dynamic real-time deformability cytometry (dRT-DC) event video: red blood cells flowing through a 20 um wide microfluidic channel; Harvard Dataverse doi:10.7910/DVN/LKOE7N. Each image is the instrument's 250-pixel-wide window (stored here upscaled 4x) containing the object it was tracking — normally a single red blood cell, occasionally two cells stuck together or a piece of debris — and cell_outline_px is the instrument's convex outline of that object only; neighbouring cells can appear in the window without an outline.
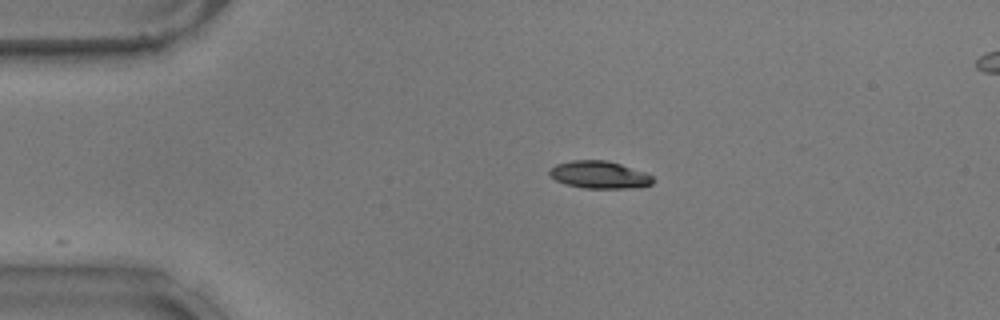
{"species": "common noctule bat (a hibernating species)", "species_latin": "Nyctalus noctula", "temperature_condition": "warm", "stored_images_in_passage": 13, "camera_frame_rate_fps": 3000, "um_per_image_px": 0.085, "animal": {"sex": "male", "body_mass_g": 17.9}, "frame": {"image": 1, "passage_image": 1, "time_ms": 0.0, "image_size_px": [1000, 320], "cell_outline_px": [[656, 180], [652, 184], [628, 188], [584, 188], [568, 184], [556, 180], [548, 176], [548, 172], [556, 164], [572, 160], [608, 160], [644, 172], [652, 176]], "centroid_in_image_um": [50.94, 14.85], "position_along_channel_um": 34.1, "area_um2": 16.42}}
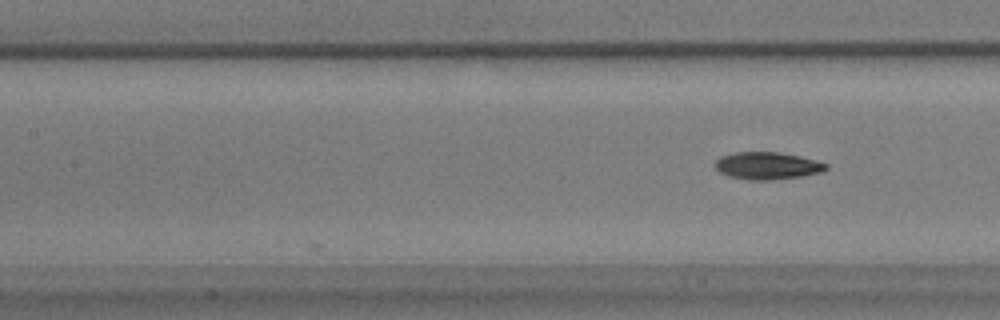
{"frame": {"image": 2, "passage_image": 13, "time_ms": 4.0, "image_size_px": [1000, 320], "cell_outline_px": [[828, 168], [824, 172], [804, 176], [768, 180], [748, 180], [728, 176], [720, 172], [716, 168], [716, 160], [720, 156], [732, 152], [776, 152], [800, 156], [816, 160], [828, 164]], "centroid_in_image_um": [65.24, 14.09], "position_along_channel_um": 142.2, "area_um2": 17.8}}